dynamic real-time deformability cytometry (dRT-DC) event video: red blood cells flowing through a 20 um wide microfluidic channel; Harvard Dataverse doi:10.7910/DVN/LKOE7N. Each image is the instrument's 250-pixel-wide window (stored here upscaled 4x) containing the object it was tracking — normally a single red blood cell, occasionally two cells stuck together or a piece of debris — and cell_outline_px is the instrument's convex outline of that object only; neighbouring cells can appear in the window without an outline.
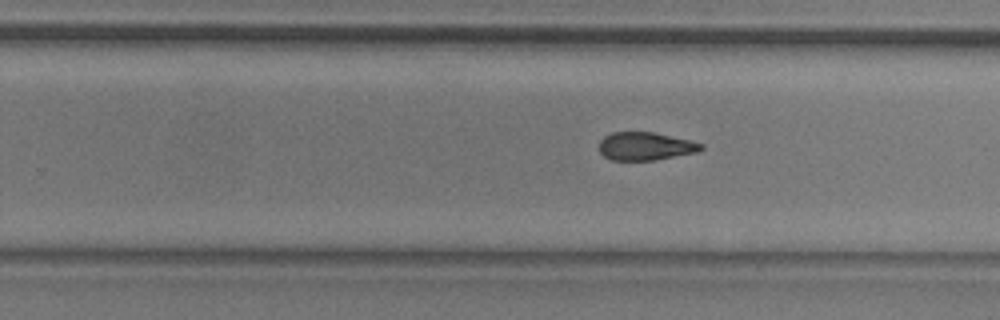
{"species": "common noctule bat (a hibernating species)", "species_latin": "Nyctalus noctula", "temperature_condition": "room temperature", "stored_images_in_passage": 10, "segment_of_instrument_passage": [2, 2], "camera_frame_rate_fps": 3000, "um_per_image_px": 0.085, "animal": {"sex": "male", "body_mass_g": 20.5, "forearm_length_mm": 52.5}, "frame": {"image": 1, "passage_image": 10, "time_ms": 3.0, "image_size_px": [1000, 320], "cell_outline_px": [[704, 148], [696, 152], [656, 160], [612, 160], [604, 156], [600, 152], [600, 140], [604, 136], [612, 132], [652, 132], [688, 140], [704, 144]], "centroid_in_image_um": [54.84, 12.43], "position_along_channel_um": 275.0, "area_um2": 16.53}}